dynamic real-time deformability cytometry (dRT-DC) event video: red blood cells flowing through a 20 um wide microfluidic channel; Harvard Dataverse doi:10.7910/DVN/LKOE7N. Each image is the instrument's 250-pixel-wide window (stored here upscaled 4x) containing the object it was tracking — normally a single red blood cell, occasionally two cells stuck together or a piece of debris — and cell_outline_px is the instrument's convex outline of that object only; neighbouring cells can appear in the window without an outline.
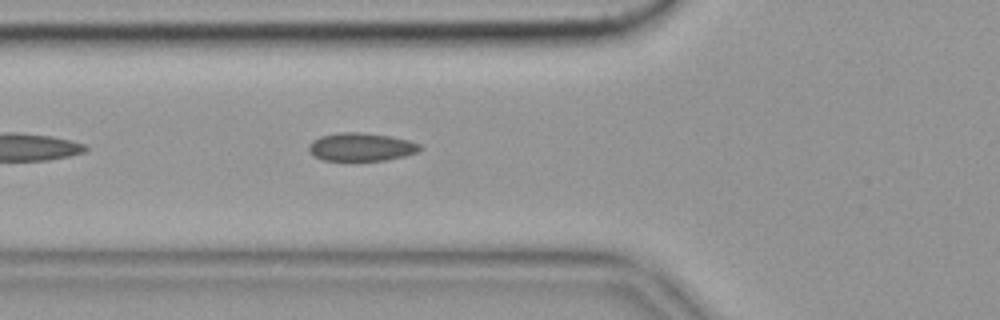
{"species": "common noctule bat (a hibernating species)", "species_latin": "Nyctalus noctula", "temperature_condition": "cold", "stored_images_in_passage": 13, "camera_frame_rate_fps": 3000, "um_per_image_px": 0.085, "animal": {"sex": "female", "body_mass_g": 19.9}, "frame": {"image": 1, "passage_image": 6, "time_ms": 1.667, "image_size_px": [1000, 320], "cell_outline_px": [[424, 148], [416, 152], [404, 156], [388, 160], [324, 160], [308, 152], [308, 144], [312, 140], [320, 136], [340, 132], [360, 132], [388, 136], [408, 140], [420, 144]], "centroid_in_image_um": [30.68, 12.49], "position_along_channel_um": 95.1, "area_um2": 18.21}}